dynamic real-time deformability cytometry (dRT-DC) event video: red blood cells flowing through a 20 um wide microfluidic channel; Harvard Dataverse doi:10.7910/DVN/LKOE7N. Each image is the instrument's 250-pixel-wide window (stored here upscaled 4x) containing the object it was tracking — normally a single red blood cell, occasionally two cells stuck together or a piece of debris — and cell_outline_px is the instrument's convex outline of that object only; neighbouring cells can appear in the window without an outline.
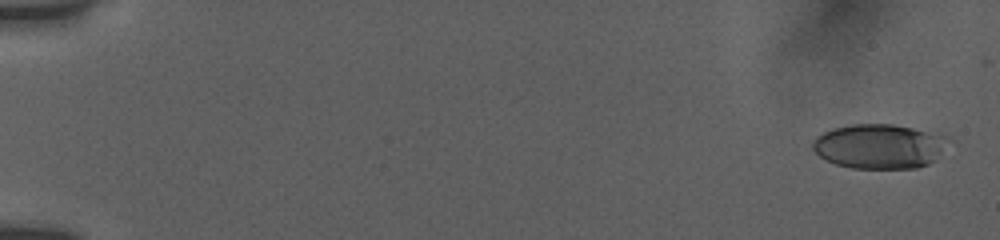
{"species": "human", "species_latin": "Homo sapiens", "temperature_condition": "room temperature", "stored_images_in_passage": 76, "camera_frame_rate_fps": 3000, "um_per_image_px": 0.085, "donor": {"sex": "female"}, "frame": {"image": 1, "passage_image": 2, "time_ms": 0.333, "image_size_px": [1000, 240], "cell_outline_px": [[952, 140], [936, 160], [928, 164], [916, 168], [852, 168], [836, 164], [820, 156], [812, 148], [812, 140], [816, 136], [832, 128], [852, 124], [892, 124], [912, 128], [948, 136]], "centroid_in_image_um": [74.78, 12.43], "position_along_channel_um": 10.2, "area_um2": 35.43}}
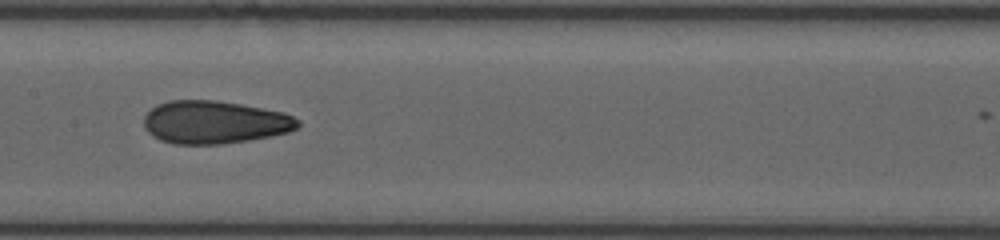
{"frame": {"image": 2, "passage_image": 39, "time_ms": 9.667, "image_size_px": [1000, 240], "cell_outline_px": [[300, 124], [296, 128], [288, 132], [272, 136], [248, 140], [220, 144], [172, 144], [160, 140], [152, 136], [144, 128], [144, 116], [156, 104], [168, 100], [216, 100], [240, 104], [284, 112], [300, 120]], "centroid_in_image_um": [18.21, 10.39], "position_along_channel_um": 189.2, "area_um2": 38.67}}
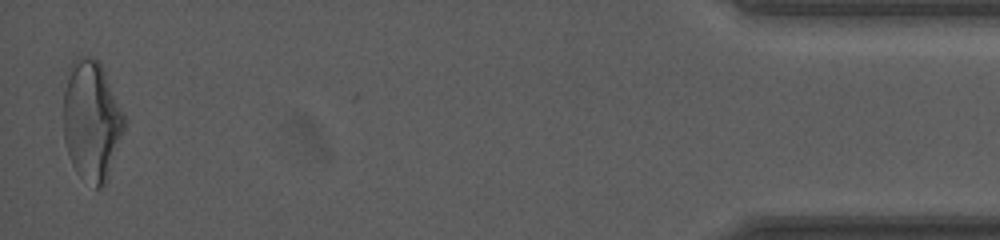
{"frame": {"image": 3, "passage_image": 75, "time_ms": 18.0, "image_size_px": [1000, 240], "cell_outline_px": [[128, 120], [108, 180], [100, 188], [96, 188], [80, 176], [76, 172], [72, 164], [64, 140], [64, 92], [68, 68], [76, 56], [92, 56], [100, 64]], "centroid_in_image_um": [7.81, 10.27], "position_along_channel_um": 427.4, "area_um2": 43.0}, "authors_computed_cell_mechanics": {"area_um2": 38.3214, "velocity_mm_per_s": 3.8001, "shape_relaxation_time_tau1_ms": 10.3053, "shape_relaxation_time_tau2_ms": 1.7706, "deformation_change_tau1": 0.2315, "deformation_change_tau2": 0.0895}}